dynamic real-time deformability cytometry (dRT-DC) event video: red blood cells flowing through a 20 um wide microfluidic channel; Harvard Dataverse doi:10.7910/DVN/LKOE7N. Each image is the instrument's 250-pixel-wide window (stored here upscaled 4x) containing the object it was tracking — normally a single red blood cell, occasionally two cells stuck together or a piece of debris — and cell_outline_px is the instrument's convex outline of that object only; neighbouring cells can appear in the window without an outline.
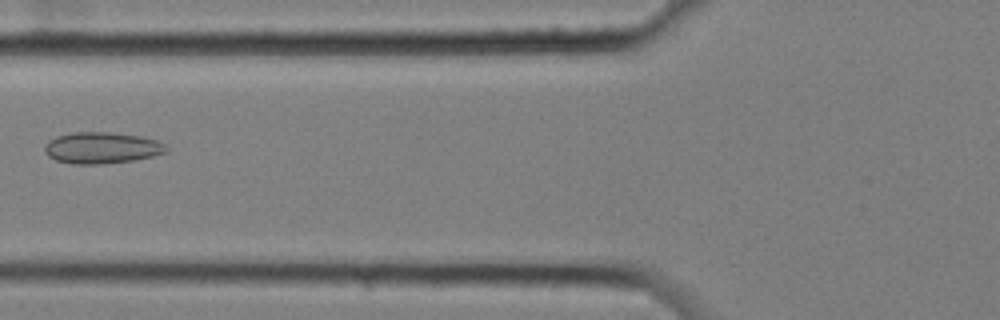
{"species": "common noctule bat (a hibernating species)", "species_latin": "Nyctalus noctula", "temperature_condition": "cold", "stored_images_in_passage": 7, "camera_frame_rate_fps": 3000, "um_per_image_px": 0.085, "animal": {"sex": "female", "body_mass_g": 25.1}, "frame": {"image": 1, "passage_image": 7, "time_ms": 2.0, "image_size_px": [1000, 320], "cell_outline_px": [[168, 152], [152, 156], [132, 160], [100, 164], [72, 164], [56, 160], [48, 156], [44, 152], [44, 144], [48, 140], [56, 136], [72, 132], [108, 132], [140, 136], [156, 140], [164, 144], [168, 148]], "centroid_in_image_um": [8.61, 12.56], "position_along_channel_um": 117.2, "area_um2": 22.31}}